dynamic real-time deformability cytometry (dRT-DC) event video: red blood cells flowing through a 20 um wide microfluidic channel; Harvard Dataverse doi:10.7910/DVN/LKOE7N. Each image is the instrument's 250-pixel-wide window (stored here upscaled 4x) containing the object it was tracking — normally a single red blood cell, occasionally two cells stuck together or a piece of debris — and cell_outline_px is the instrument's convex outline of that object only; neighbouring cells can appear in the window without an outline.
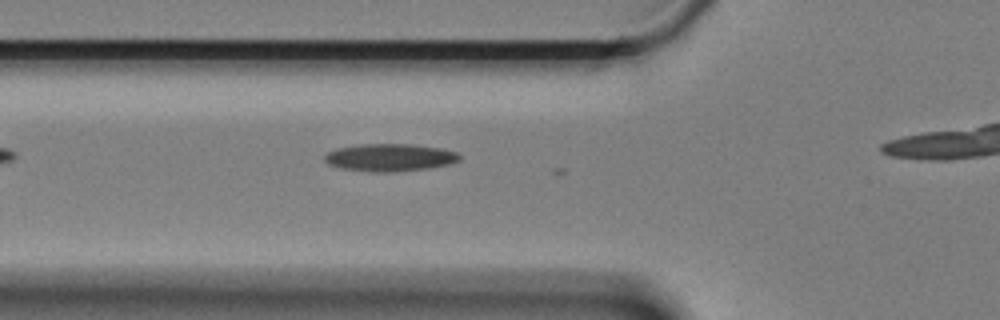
{"species": "Egyptian fruit bat (a non-hibernating species)", "species_latin": "Rousettus aegyptiacus", "temperature_condition": "cold", "stored_images_in_passage": 29, "camera_frame_rate_fps": 3000, "um_per_image_px": 0.085, "animal": {"sex": "female"}, "frame": {"image": 1, "passage_image": 3, "time_ms": 0.667, "image_size_px": [1000, 320], "cell_outline_px": [[460, 160], [448, 164], [428, 168], [392, 172], [372, 172], [340, 168], [328, 164], [324, 160], [324, 156], [328, 152], [336, 148], [360, 144], [412, 144], [440, 148], [456, 152], [460, 156]], "centroid_in_image_um": [33.1, 13.38], "position_along_channel_um": 92.7, "area_um2": 21.62}}
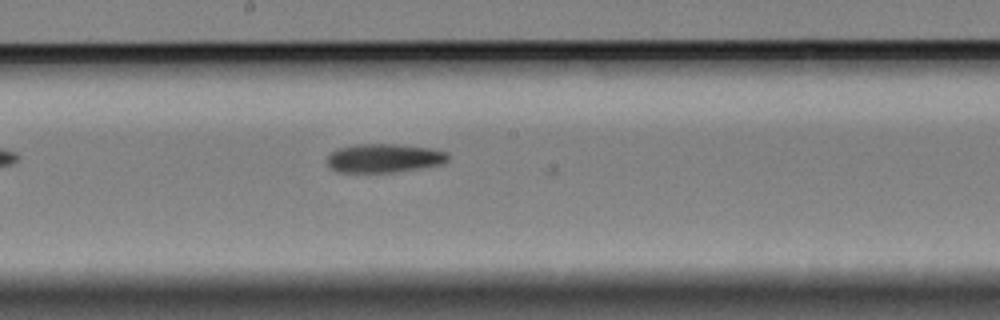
{"frame": {"image": 2, "passage_image": 14, "time_ms": 4.333, "image_size_px": [1000, 320], "cell_outline_px": [[448, 160], [444, 164], [396, 172], [336, 172], [328, 164], [328, 156], [336, 148], [356, 144], [396, 144], [428, 148], [448, 152]], "centroid_in_image_um": [32.65, 13.44], "position_along_channel_um": 215.5, "area_um2": 20.29}}
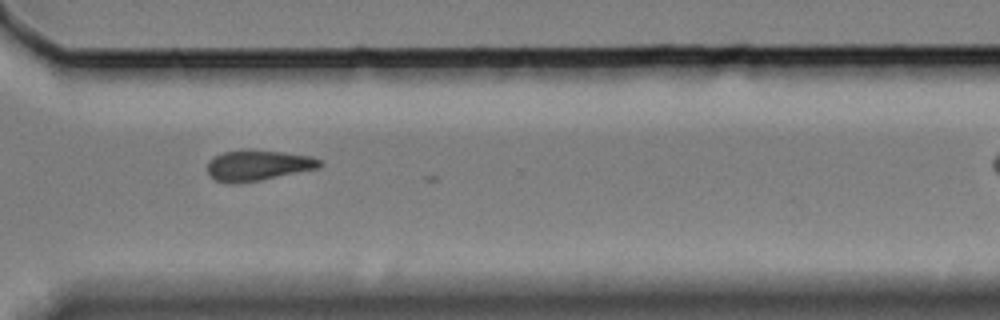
{"frame": {"image": 3, "passage_image": 26, "time_ms": 8.333, "image_size_px": [1000, 320], "cell_outline_px": [[324, 164], [320, 168], [260, 180], [236, 184], [232, 184], [216, 180], [208, 172], [208, 164], [216, 156], [224, 152], [280, 152], [308, 156], [320, 160]], "centroid_in_image_um": [21.98, 14.1], "position_along_channel_um": 348.6, "area_um2": 19.13}}